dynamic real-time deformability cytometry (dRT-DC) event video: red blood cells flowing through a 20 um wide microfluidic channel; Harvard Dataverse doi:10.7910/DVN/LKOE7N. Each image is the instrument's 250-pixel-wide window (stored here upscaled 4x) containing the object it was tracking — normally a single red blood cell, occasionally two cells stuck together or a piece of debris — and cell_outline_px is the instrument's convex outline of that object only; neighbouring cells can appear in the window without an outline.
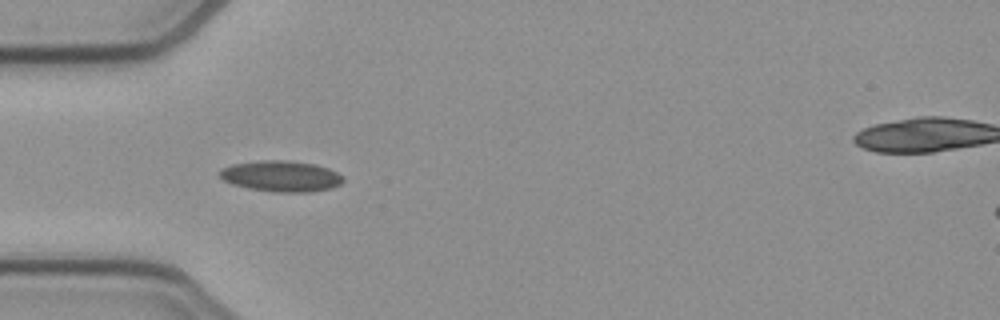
{"species": "common noctule bat (a hibernating species)", "species_latin": "Nyctalus noctula", "temperature_condition": "cold", "stored_images_in_passage": 51, "camera_frame_rate_fps": 3000, "um_per_image_px": 0.085, "animal": {"sex": "female", "body_mass_g": 21.9}, "frame": {"image": 1, "passage_image": 15, "time_ms": 4.667, "image_size_px": [1000, 320], "cell_outline_px": [[344, 180], [340, 184], [332, 188], [312, 192], [272, 192], [248, 188], [232, 184], [224, 180], [220, 176], [220, 172], [224, 168], [232, 164], [260, 160], [284, 160], [316, 164], [328, 168], [344, 176]], "centroid_in_image_um": [23.93, 14.98], "position_along_channel_um": 61.1, "area_um2": 22.31}}
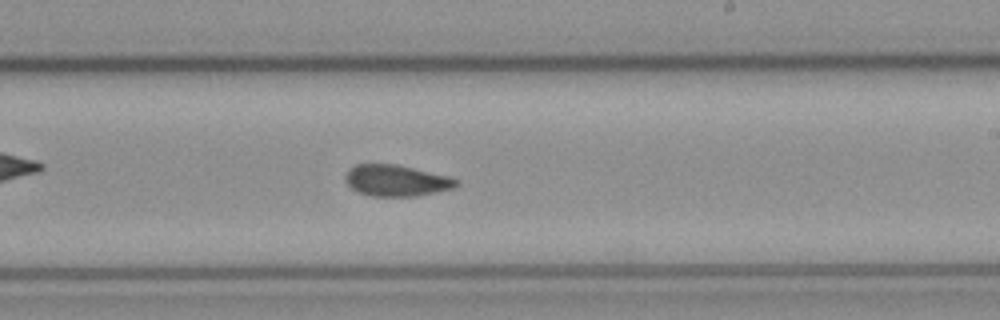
{"frame": {"image": 2, "passage_image": 30, "time_ms": 9.667, "image_size_px": [1000, 320], "cell_outline_px": [[460, 184], [456, 188], [416, 196], [372, 196], [360, 192], [352, 188], [344, 180], [344, 176], [348, 168], [356, 164], [396, 164], [448, 176], [460, 180]], "centroid_in_image_um": [33.7, 15.34], "position_along_channel_um": 255.3, "area_um2": 20.35}}
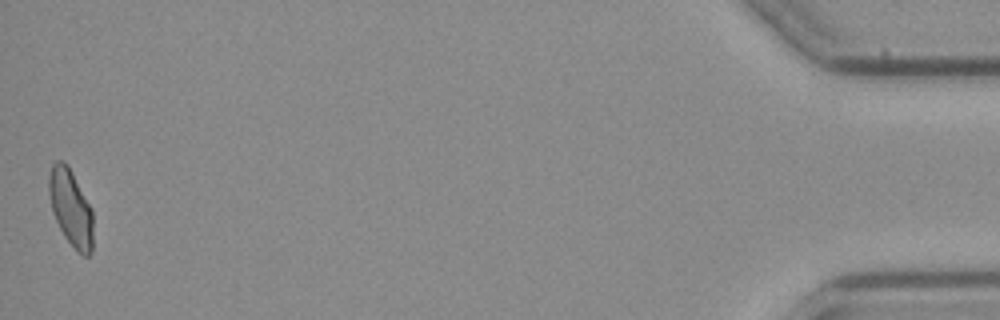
{"frame": {"image": 3, "passage_image": 51, "time_ms": 16.667, "image_size_px": [1000, 320], "cell_outline_px": [[92, 252], [88, 256], [84, 256], [64, 236], [52, 212], [48, 192], [48, 176], [52, 164], [56, 160], [60, 160], [68, 164], [92, 208]], "centroid_in_image_um": [6.0, 17.61], "position_along_channel_um": 429.2, "area_um2": 19.71}, "authors_computed_cell_mechanics": {"area_um2": 20.6924, "velocity_mm_per_s": 3.9147, "shape_relaxation_time_tau1_ms": null, "shape_relaxation_time_tau2_ms": 2.3252, "deformation_change_tau1": null, "deformation_change_tau2": 0.0845}}